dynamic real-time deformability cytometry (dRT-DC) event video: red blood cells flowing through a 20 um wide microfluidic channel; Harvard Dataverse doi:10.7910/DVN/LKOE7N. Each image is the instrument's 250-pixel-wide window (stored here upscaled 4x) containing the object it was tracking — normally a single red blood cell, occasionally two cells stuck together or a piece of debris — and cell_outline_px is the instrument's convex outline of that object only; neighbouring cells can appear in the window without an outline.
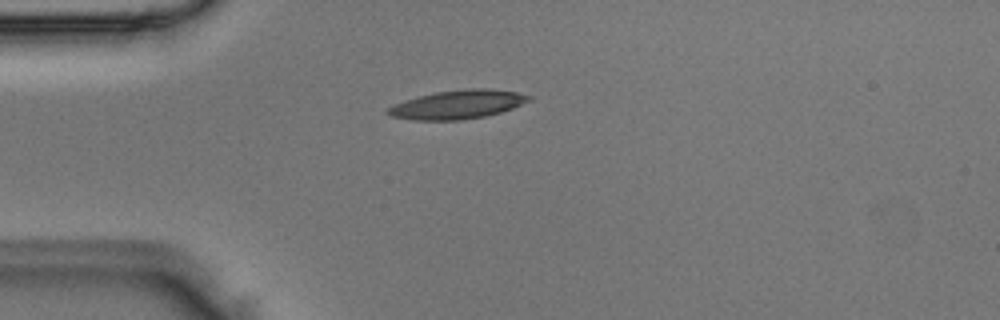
{"species": "Egyptian fruit bat (a non-hibernating species)", "species_latin": "Rousettus aegyptiacus", "temperature_condition": "room temperature", "stored_images_in_passage": 1, "camera_frame_rate_fps": 3000, "um_per_image_px": 0.085, "animal": {"sex": "male"}, "frame": {"image": 1, "passage_image": 1, "time_ms": 0.0, "image_size_px": [1000, 320], "cell_outline_px": [[532, 96], [528, 100], [512, 108], [500, 112], [484, 116], [460, 120], [412, 120], [392, 116], [388, 112], [388, 108], [396, 104], [420, 96], [436, 92], [468, 88], [484, 88], [516, 92]], "centroid_in_image_um": [38.91, 8.88], "position_along_channel_um": 46.1, "area_um2": 23.0}}